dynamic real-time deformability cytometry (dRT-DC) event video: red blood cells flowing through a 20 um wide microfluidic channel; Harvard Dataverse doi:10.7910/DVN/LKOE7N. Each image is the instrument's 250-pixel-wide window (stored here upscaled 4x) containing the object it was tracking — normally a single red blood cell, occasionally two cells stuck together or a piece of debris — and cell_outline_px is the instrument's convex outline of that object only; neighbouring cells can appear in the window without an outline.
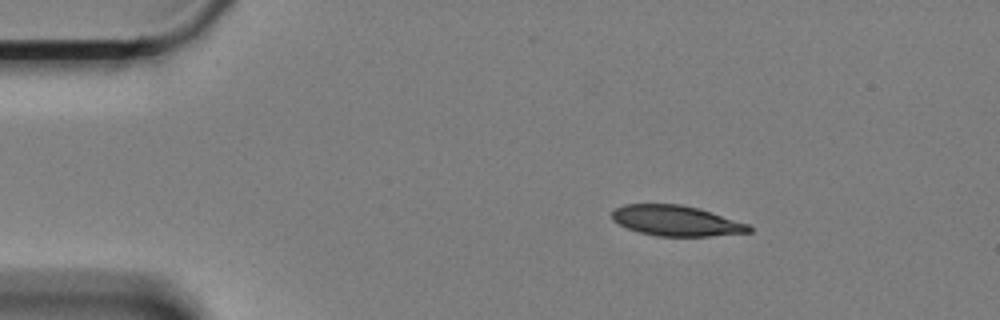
{"species": "Egyptian fruit bat (a non-hibernating species)", "species_latin": "Rousettus aegyptiacus", "temperature_condition": "cold", "stored_images_in_passage": 51, "camera_frame_rate_fps": 3000, "um_per_image_px": 0.085, "animal": {"sex": "female"}, "frame": {"image": 1, "passage_image": 1, "time_ms": 0.0, "image_size_px": [1000, 320], "cell_outline_px": [[752, 232], [708, 236], [656, 236], [640, 232], [628, 228], [612, 220], [612, 212], [616, 208], [624, 204], [680, 204], [700, 208], [748, 224], [752, 228]], "centroid_in_image_um": [57.48, 18.76], "position_along_channel_um": 27.5, "area_um2": 24.22}}
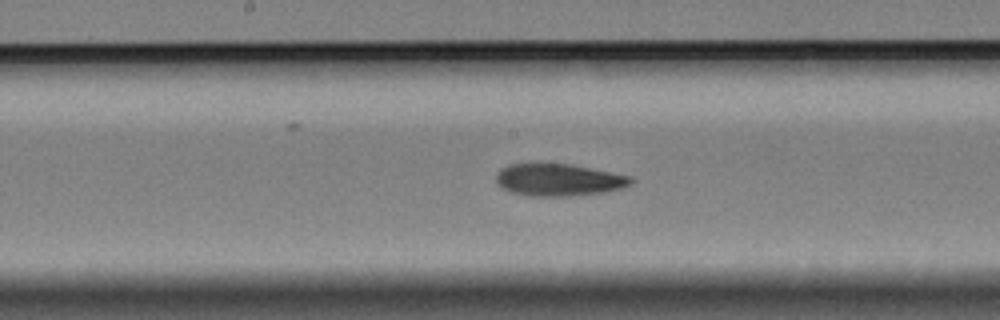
{"frame": {"image": 2, "passage_image": 22, "time_ms": 7.0, "image_size_px": [1000, 320], "cell_outline_px": [[632, 184], [624, 188], [604, 192], [576, 196], [528, 196], [512, 192], [496, 184], [496, 172], [500, 168], [508, 164], [572, 164], [632, 176]], "centroid_in_image_um": [47.5, 15.29], "position_along_channel_um": 200.7, "area_um2": 25.55}}
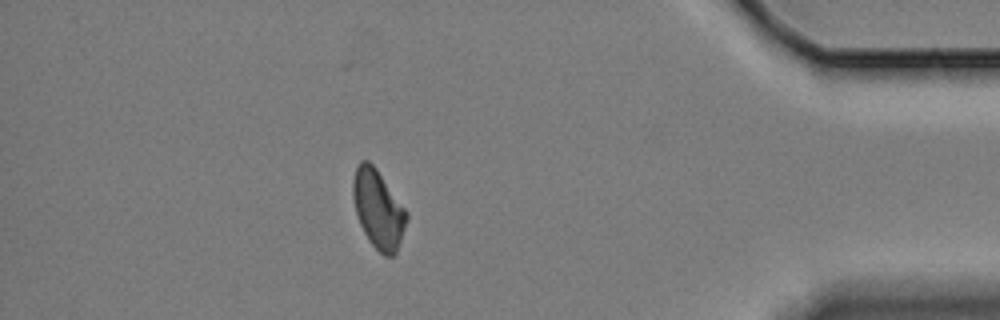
{"frame": {"image": 3, "passage_image": 44, "time_ms": 14.333, "image_size_px": [1000, 320], "cell_outline_px": [[408, 220], [396, 252], [392, 256], [384, 256], [368, 240], [360, 224], [356, 212], [352, 196], [352, 180], [356, 168], [360, 160], [368, 160], [376, 168], [408, 212]], "centroid_in_image_um": [32.14, 17.76], "position_along_channel_um": 403.1, "area_um2": 24.45}, "authors_computed_cell_mechanics": {"area_um2": 25.3164, "velocity_mm_per_s": 3.3096, "shape_relaxation_time_tau1_ms": 6.379, "shape_relaxation_time_tau2_ms": 7.6381, "deformation_change_tau1": 0.1425, "deformation_change_tau2": 0.1397}}